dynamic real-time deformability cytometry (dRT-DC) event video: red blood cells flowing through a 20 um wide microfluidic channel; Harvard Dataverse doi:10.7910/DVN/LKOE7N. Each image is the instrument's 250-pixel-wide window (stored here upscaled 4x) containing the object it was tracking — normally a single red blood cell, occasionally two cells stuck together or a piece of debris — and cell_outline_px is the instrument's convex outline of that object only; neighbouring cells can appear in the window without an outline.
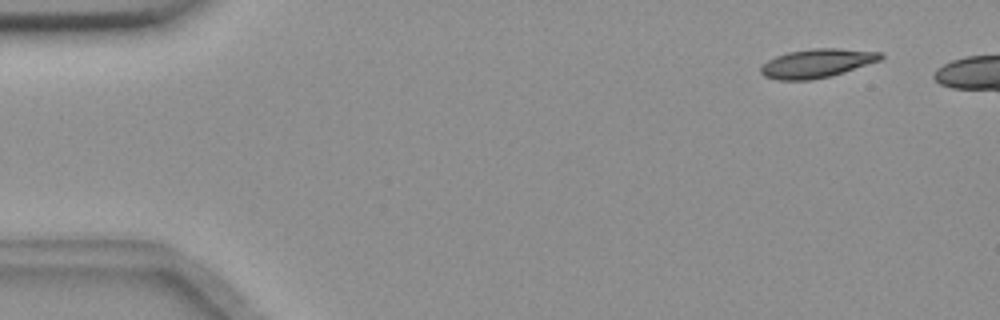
{"species": "common noctule bat (a hibernating species)", "species_latin": "Nyctalus noctula", "temperature_condition": "room temperature", "stored_images_in_passage": 10, "camera_frame_rate_fps": 3000, "um_per_image_px": 0.085, "animal": {"sex": "female", "body_mass_g": 18.4}, "frame": {"image": 1, "passage_image": 5, "time_ms": 1.333, "image_size_px": [1000, 320], "cell_outline_px": [[884, 56], [880, 60], [832, 76], [812, 80], [776, 80], [764, 76], [760, 72], [760, 68], [768, 60], [776, 56], [788, 52], [812, 48], [840, 48], [884, 52]], "centroid_in_image_um": [69.45, 5.38], "position_along_channel_um": 15.5, "area_um2": 20.23}}